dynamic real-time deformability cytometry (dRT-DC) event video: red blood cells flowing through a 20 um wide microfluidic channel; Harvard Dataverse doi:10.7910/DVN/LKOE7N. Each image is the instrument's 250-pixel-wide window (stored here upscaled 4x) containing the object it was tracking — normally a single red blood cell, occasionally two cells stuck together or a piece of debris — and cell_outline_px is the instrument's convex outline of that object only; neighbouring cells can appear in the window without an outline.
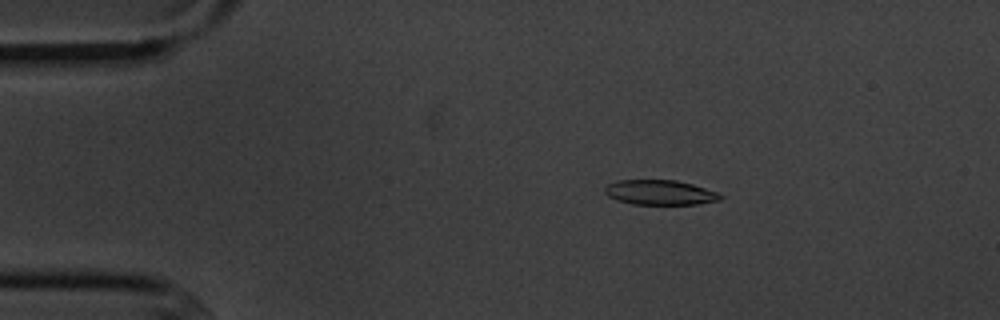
{"species": "common noctule bat (a hibernating species)", "species_latin": "Nyctalus noctula", "temperature_condition": "cold", "stored_images_in_passage": 2, "camera_frame_rate_fps": 3000, "um_per_image_px": 0.085, "animal": {"sex": "male", "body_mass_g": 20.1, "forearm_length_mm": 53.5}, "frame": {"image": 1, "passage_image": 1, "time_ms": 0.0, "image_size_px": [1000, 320], "cell_outline_px": [[724, 196], [720, 200], [696, 204], [632, 204], [616, 200], [608, 196], [604, 192], [604, 188], [608, 184], [620, 180], [676, 180], [692, 184], [716, 192]], "centroid_in_image_um": [56.07, 16.36], "position_along_channel_um": 28.9, "area_um2": 16.65}}